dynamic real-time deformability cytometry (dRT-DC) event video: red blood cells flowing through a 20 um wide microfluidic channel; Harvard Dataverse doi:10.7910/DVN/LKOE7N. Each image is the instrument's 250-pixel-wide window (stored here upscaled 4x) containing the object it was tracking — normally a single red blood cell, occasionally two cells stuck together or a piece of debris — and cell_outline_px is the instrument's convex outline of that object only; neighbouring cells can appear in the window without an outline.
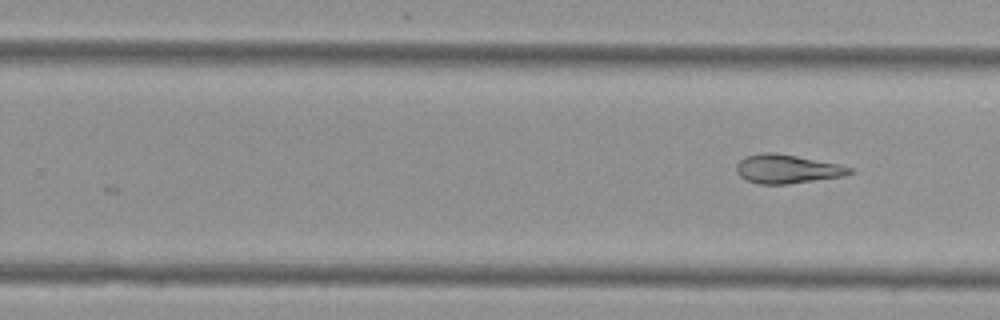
{"species": "Egyptian fruit bat (a non-hibernating species)", "species_latin": "Rousettus aegyptiacus", "temperature_condition": "cold", "stored_images_in_passage": 9, "camera_frame_rate_fps": 3000, "um_per_image_px": 0.085, "animal": {"sex": "female"}, "frame": {"image": 1, "passage_image": 9, "time_ms": 2.667, "image_size_px": [1000, 320], "cell_outline_px": [[856, 172], [844, 176], [788, 184], [756, 184], [744, 180], [736, 172], [736, 164], [744, 156], [760, 152], [772, 152], [796, 156], [840, 164], [852, 168]], "centroid_in_image_um": [66.88, 14.36], "position_along_channel_um": 262.9, "area_um2": 19.31}}